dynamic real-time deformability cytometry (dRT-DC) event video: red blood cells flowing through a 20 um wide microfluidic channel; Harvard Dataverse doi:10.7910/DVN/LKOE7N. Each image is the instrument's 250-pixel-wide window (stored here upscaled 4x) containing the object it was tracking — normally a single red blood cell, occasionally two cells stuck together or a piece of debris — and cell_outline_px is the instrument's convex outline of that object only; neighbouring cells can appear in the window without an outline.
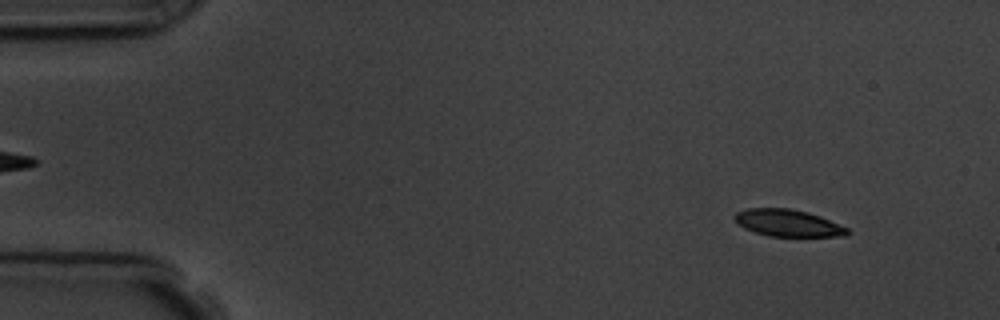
{"species": "common noctule bat (a hibernating species)", "species_latin": "Nyctalus noctula", "temperature_condition": "room temperature", "stored_images_in_passage": 4, "camera_frame_rate_fps": 3000, "um_per_image_px": 0.085, "animal": {"sex": "male", "body_mass_g": 19.5, "forearm_length_mm": 54.6}, "frame": {"image": 1, "passage_image": 1, "time_ms": 0.0, "image_size_px": [1000, 320], "cell_outline_px": [[848, 236], [768, 236], [744, 228], [732, 216], [736, 212], [748, 208], [788, 208], [808, 212], [820, 216], [848, 228]], "centroid_in_image_um": [66.97, 18.95], "position_along_channel_um": 18.0, "area_um2": 17.57}}
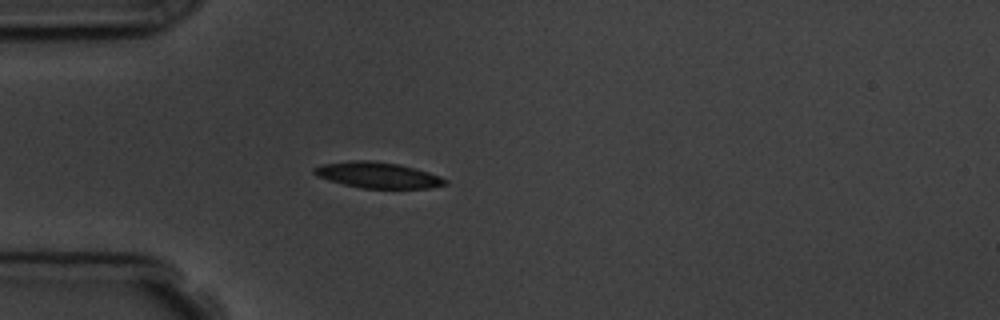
{"frame": {"image": 2, "passage_image": 4, "time_ms": 3.333, "image_size_px": [1000, 320], "cell_outline_px": [[448, 184], [428, 188], [360, 188], [344, 184], [316, 176], [312, 172], [312, 168], [320, 164], [352, 160], [372, 160], [400, 164], [428, 172], [440, 176], [448, 180]], "centroid_in_image_um": [32.09, 14.87], "position_along_channel_um": 52.9, "area_um2": 19.88}}